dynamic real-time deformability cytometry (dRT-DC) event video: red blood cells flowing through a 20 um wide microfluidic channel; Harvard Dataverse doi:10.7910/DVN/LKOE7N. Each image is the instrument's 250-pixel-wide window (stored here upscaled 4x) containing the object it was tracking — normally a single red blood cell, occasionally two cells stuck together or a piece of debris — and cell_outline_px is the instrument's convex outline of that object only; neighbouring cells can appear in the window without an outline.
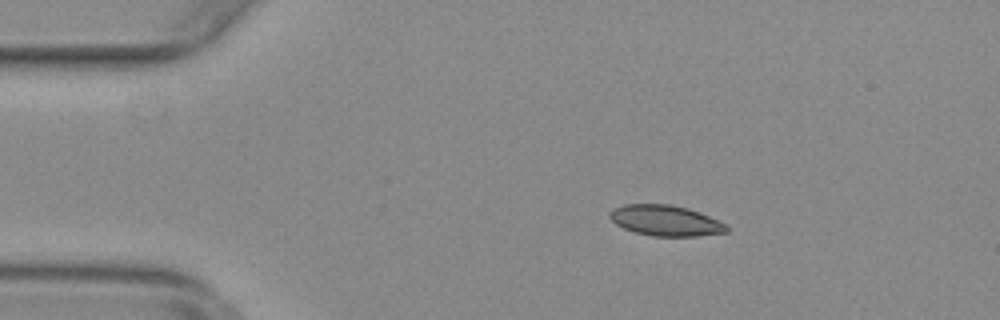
{"species": "common noctule bat (a hibernating species)", "species_latin": "Nyctalus noctula", "temperature_condition": "warm", "stored_images_in_passage": 55, "camera_frame_rate_fps": 3000, "um_per_image_px": 0.085, "animal": {"sex": "female", "body_mass_g": 29.2, "forearm_length_mm": 56.3}, "frame": {"image": 1, "passage_image": 10, "time_ms": 3.0, "image_size_px": [1000, 320], "cell_outline_px": [[728, 232], [696, 236], [652, 236], [636, 232], [624, 228], [616, 224], [608, 216], [608, 212], [612, 208], [624, 204], [668, 204], [688, 208], [700, 212], [728, 224]], "centroid_in_image_um": [56.57, 18.74], "position_along_channel_um": 28.4, "area_um2": 21.04}}
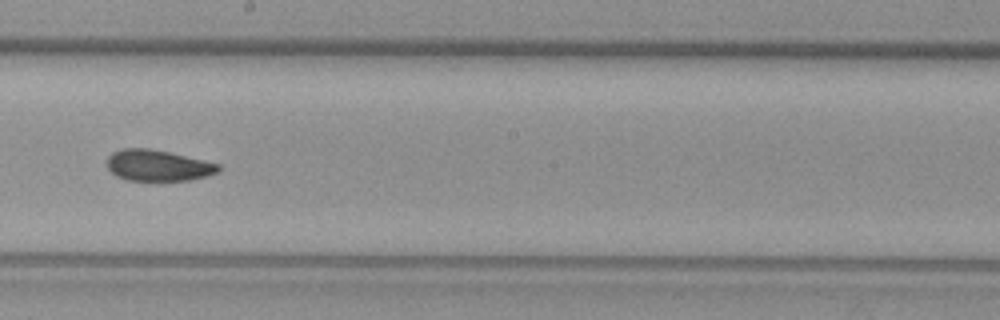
{"frame": {"image": 2, "passage_image": 31, "time_ms": 10.0, "image_size_px": [1000, 320], "cell_outline_px": [[220, 168], [216, 172], [208, 176], [188, 180], [124, 180], [116, 176], [108, 168], [108, 156], [112, 152], [120, 148], [148, 148], [168, 152], [220, 164]], "centroid_in_image_um": [13.39, 14.06], "position_along_channel_um": 234.8, "area_um2": 20.06}}
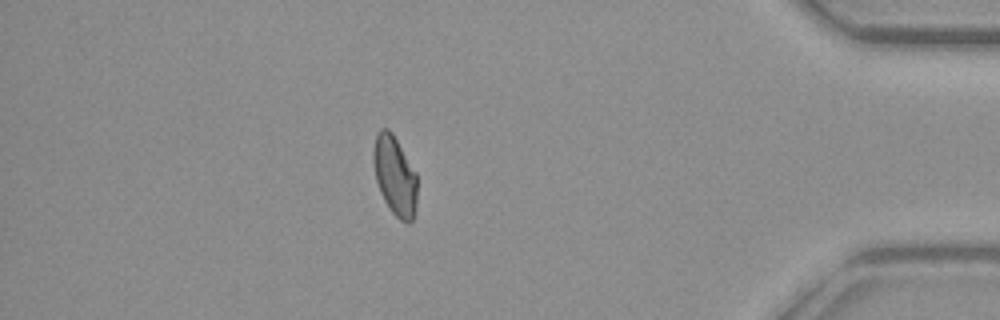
{"frame": {"image": 3, "passage_image": 48, "time_ms": 15.667, "image_size_px": [1000, 320], "cell_outline_px": [[416, 208], [412, 220], [408, 224], [400, 220], [392, 212], [384, 200], [380, 192], [376, 180], [372, 160], [372, 152], [376, 136], [380, 128], [388, 128], [392, 132], [416, 172]], "centroid_in_image_um": [33.55, 14.93], "position_along_channel_um": 401.7, "area_um2": 20.29}, "authors_computed_cell_mechanics": {"area_um2": 20.6924, "velocity_mm_per_s": 3.7598, "shape_relaxation_time_tau1_ms": null, "shape_relaxation_time_tau2_ms": 1.977, "deformation_change_tau1": null, "deformation_change_tau2": 0.0634}}